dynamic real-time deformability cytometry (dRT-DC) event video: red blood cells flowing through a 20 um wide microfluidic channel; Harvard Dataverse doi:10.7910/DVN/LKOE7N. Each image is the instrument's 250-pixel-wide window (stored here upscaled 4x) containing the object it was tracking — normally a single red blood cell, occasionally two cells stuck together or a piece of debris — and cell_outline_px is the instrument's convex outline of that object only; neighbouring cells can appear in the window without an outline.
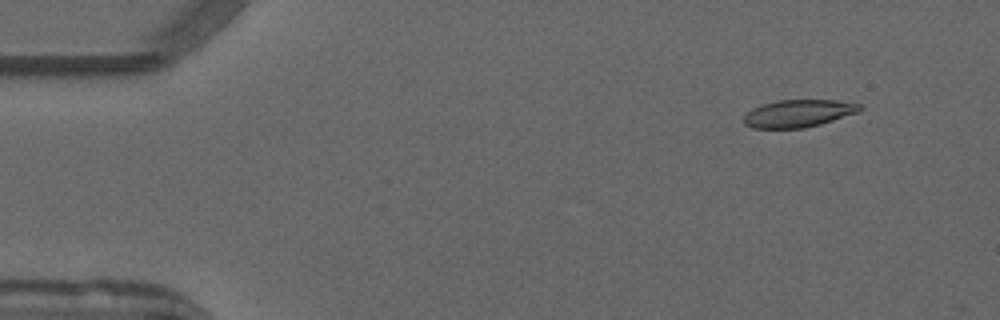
{"species": "common noctule bat (a hibernating species)", "species_latin": "Nyctalus noctula", "temperature_condition": "warm", "stored_images_in_passage": 52, "camera_frame_rate_fps": 3000, "um_per_image_px": 0.085, "animal": {"sex": "male", "forearm_length_mm": 52.5}, "frame": {"image": 1, "passage_image": 5, "time_ms": 1.333, "image_size_px": [1000, 320], "cell_outline_px": [[864, 108], [856, 112], [820, 124], [804, 128], [752, 128], [744, 124], [744, 116], [752, 108], [760, 104], [776, 100], [836, 100], [860, 104]], "centroid_in_image_um": [67.82, 9.63], "position_along_channel_um": 17.2, "area_um2": 18.5}}
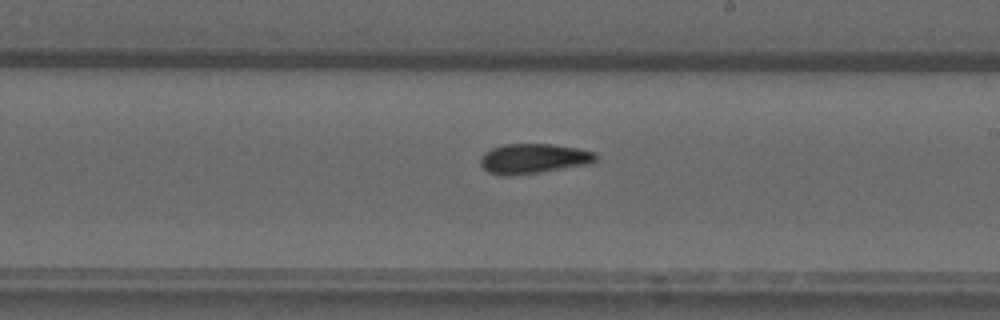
{"frame": {"image": 2, "passage_image": 30, "time_ms": 9.667, "image_size_px": [1000, 320], "cell_outline_px": [[596, 160], [588, 164], [540, 172], [508, 176], [504, 176], [488, 172], [480, 164], [480, 156], [484, 152], [492, 148], [504, 144], [552, 144], [576, 148], [596, 152]], "centroid_in_image_um": [45.31, 13.48], "position_along_channel_um": 243.7, "area_um2": 20.06}}
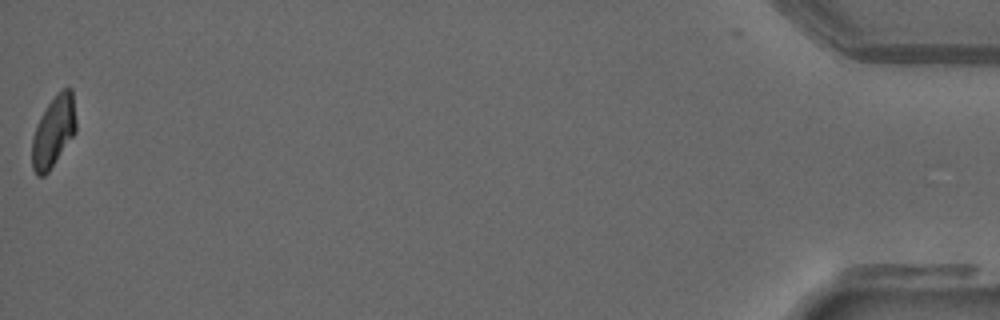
{"frame": {"image": 3, "passage_image": 52, "time_ms": 17.0, "image_size_px": [1000, 320], "cell_outline_px": [[76, 132], [48, 172], [44, 176], [36, 176], [32, 168], [32, 136], [40, 116], [56, 92], [64, 88], [72, 88], [76, 120]], "centroid_in_image_um": [4.54, 11.17], "position_along_channel_um": 430.7, "area_um2": 18.32}, "authors_computed_cell_mechanics": {"area_um2": 19.4786, "velocity_mm_per_s": 3.9262, "shape_relaxation_time_tau1_ms": 6.1684, "shape_relaxation_time_tau2_ms": 3.333, "deformation_change_tau1": 0.1739, "deformation_change_tau2": 0.1075}}